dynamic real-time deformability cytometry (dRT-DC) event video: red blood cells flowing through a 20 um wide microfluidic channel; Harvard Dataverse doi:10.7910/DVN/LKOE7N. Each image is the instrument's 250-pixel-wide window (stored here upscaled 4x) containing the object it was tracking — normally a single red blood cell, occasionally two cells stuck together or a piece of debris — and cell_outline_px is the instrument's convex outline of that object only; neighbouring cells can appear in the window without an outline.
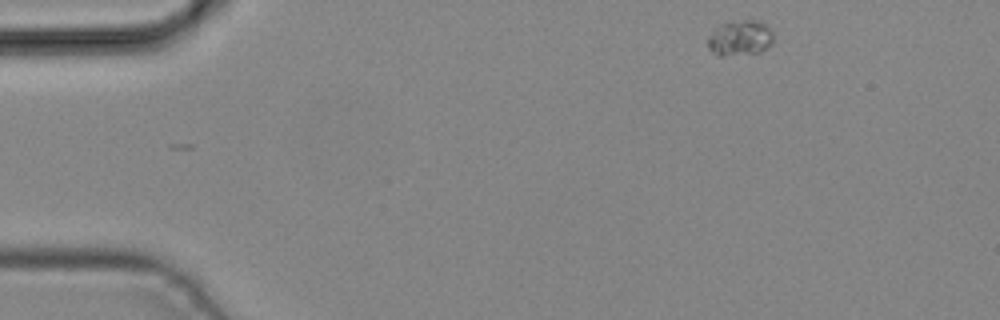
{"species": "common noctule bat (a hibernating species)", "species_latin": "Nyctalus noctula", "temperature_condition": "cold", "stored_images_in_passage": 3, "camera_frame_rate_fps": 3000, "um_per_image_px": 0.085, "animal": {"sex": "male", "body_mass_g": 19.2, "forearm_length_mm": 51.8}, "frame": {"image": 1, "passage_image": 1, "time_ms": 0.0, "image_size_px": [1000, 320], "cell_outline_px": [[772, 44], [760, 52], [724, 56], [716, 56], [708, 48], [708, 36], [712, 28], [716, 24], [744, 20], [756, 20], [764, 24], [772, 32]], "centroid_in_image_um": [62.83, 3.23], "position_along_channel_um": 22.2, "area_um2": 13.7}}